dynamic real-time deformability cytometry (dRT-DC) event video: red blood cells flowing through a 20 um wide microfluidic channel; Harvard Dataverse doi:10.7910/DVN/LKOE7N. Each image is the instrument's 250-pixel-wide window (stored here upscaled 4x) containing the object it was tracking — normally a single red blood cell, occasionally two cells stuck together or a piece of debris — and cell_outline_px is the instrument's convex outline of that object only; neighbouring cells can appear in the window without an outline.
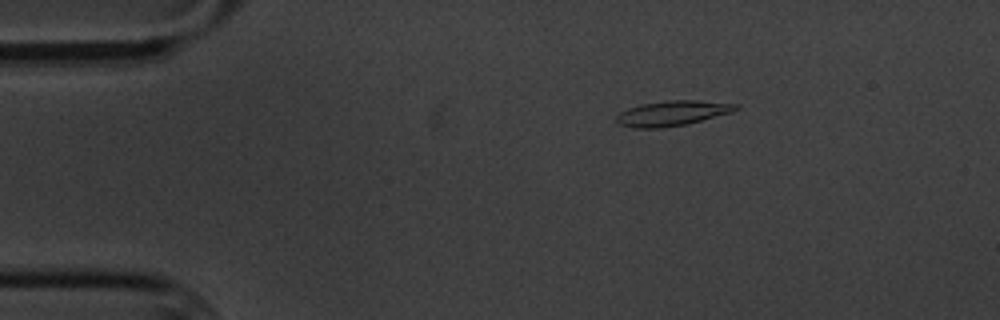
{"species": "common noctule bat (a hibernating species)", "species_latin": "Nyctalus noctula", "temperature_condition": "cold", "stored_images_in_passage": 3, "camera_frame_rate_fps": 3000, "um_per_image_px": 0.085, "animal": {"sex": "male", "body_mass_g": 20.1, "forearm_length_mm": 53.5}, "frame": {"image": 1, "passage_image": 2, "time_ms": 1.333, "image_size_px": [1000, 320], "cell_outline_px": [[740, 108], [732, 112], [684, 124], [660, 128], [636, 128], [620, 124], [616, 120], [616, 116], [620, 112], [628, 108], [644, 104], [668, 100], [696, 100], [740, 104]], "centroid_in_image_um": [57.17, 9.61], "position_along_channel_um": 27.8, "area_um2": 17.17}}